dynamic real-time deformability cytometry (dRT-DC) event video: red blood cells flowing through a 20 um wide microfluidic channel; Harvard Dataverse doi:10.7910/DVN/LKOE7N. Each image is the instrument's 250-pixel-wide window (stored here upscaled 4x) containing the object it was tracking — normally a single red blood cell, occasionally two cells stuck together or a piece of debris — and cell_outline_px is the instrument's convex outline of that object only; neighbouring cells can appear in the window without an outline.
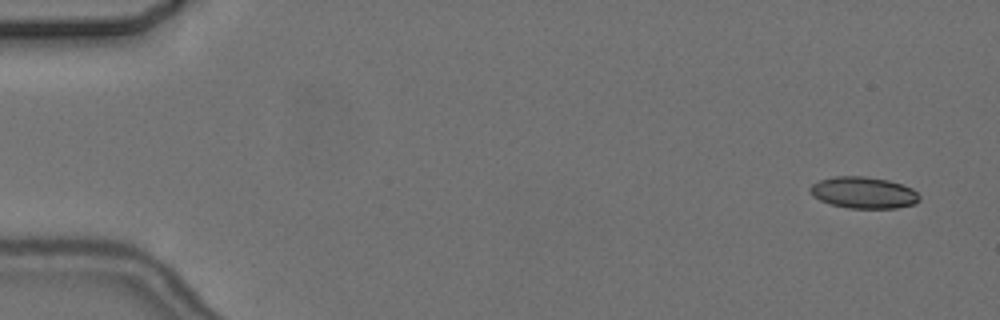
{"species": "common noctule bat (a hibernating species)", "species_latin": "Nyctalus noctula", "temperature_condition": "cold", "stored_images_in_passage": 5, "camera_frame_rate_fps": 3000, "um_per_image_px": 0.085, "animal": {"sex": "female", "body_mass_g": 24.6, "forearm_length_mm": 56.2}, "frame": {"image": 1, "passage_image": 1, "time_ms": 0.0, "image_size_px": [1000, 320], "cell_outline_px": [[920, 200], [916, 204], [896, 208], [848, 208], [832, 204], [820, 200], [812, 196], [808, 188], [812, 184], [820, 180], [832, 176], [864, 176], [888, 180], [912, 188], [920, 196]], "centroid_in_image_um": [73.4, 16.37], "position_along_channel_um": 11.6, "area_um2": 20.17}}